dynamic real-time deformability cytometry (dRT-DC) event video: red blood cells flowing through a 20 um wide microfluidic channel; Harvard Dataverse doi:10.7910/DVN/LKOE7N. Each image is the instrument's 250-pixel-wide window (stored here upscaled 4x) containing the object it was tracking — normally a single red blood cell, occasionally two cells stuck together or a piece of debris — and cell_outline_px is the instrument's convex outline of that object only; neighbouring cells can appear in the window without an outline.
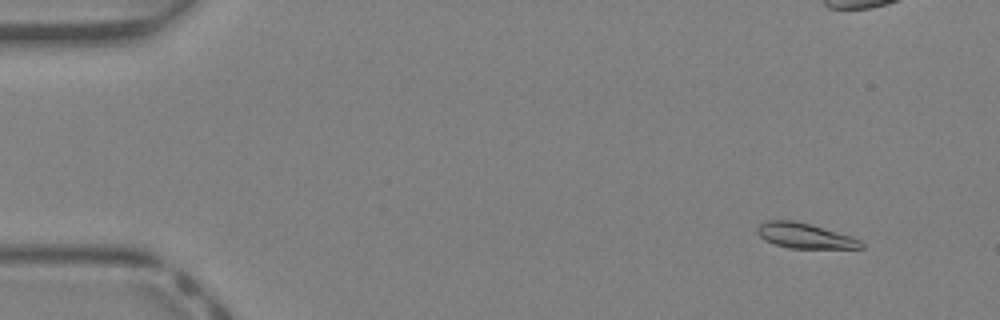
{"species": "Egyptian fruit bat (a non-hibernating species)", "species_latin": "Rousettus aegyptiacus", "temperature_condition": "warm", "stored_images_in_passage": 44, "camera_frame_rate_fps": 3000, "um_per_image_px": 0.085, "animal": {"sex": "female"}, "frame": {"image": 1, "passage_image": 5, "time_ms": 1.333, "image_size_px": [1000, 320], "cell_outline_px": [[864, 248], [788, 248], [764, 240], [756, 232], [756, 228], [760, 224], [768, 220], [792, 220], [812, 224], [852, 236], [860, 240], [864, 244]], "centroid_in_image_um": [68.41, 20.03], "position_along_channel_um": 16.6, "area_um2": 15.32}}
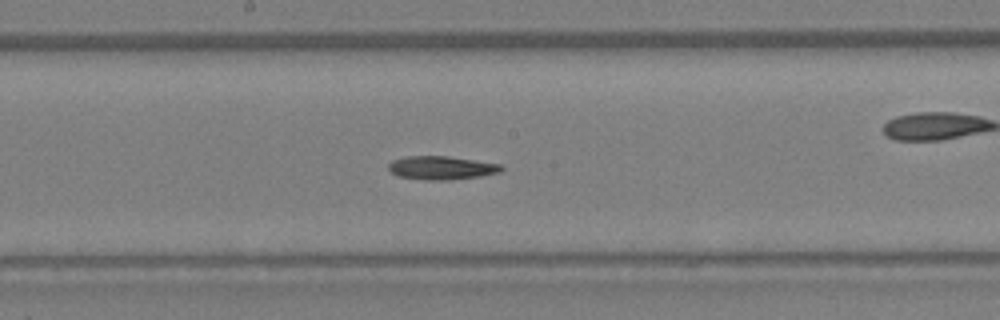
{"frame": {"image": 2, "passage_image": 24, "time_ms": 7.667, "image_size_px": [1000, 320], "cell_outline_px": [[504, 168], [500, 172], [480, 176], [448, 180], [428, 180], [400, 176], [392, 172], [388, 168], [388, 164], [392, 160], [408, 156], [448, 156], [504, 164]], "centroid_in_image_um": [37.58, 14.25], "position_along_channel_um": 210.6, "area_um2": 15.43}}
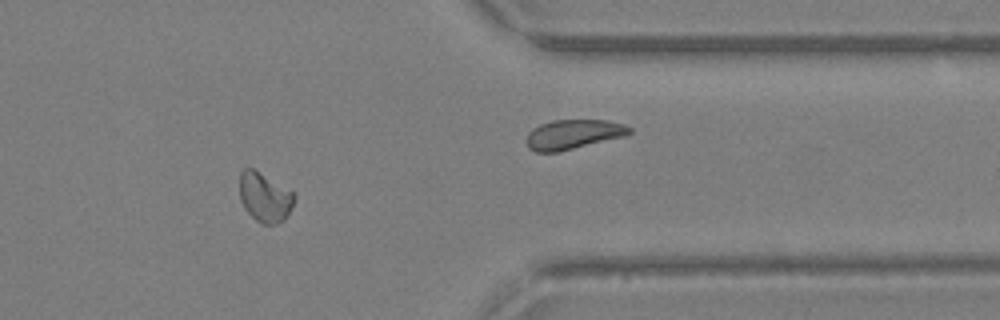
{"frame": {"image": 3, "passage_image": 36, "time_ms": 11.667, "image_size_px": [1000, 320], "cell_outline_px": [[296, 196], [284, 220], [276, 224], [260, 224], [244, 208], [240, 200], [240, 172], [244, 168], [252, 168], [292, 192]], "centroid_in_image_um": [22.47, 16.78], "position_along_channel_um": 388.9, "area_um2": 15.37}}